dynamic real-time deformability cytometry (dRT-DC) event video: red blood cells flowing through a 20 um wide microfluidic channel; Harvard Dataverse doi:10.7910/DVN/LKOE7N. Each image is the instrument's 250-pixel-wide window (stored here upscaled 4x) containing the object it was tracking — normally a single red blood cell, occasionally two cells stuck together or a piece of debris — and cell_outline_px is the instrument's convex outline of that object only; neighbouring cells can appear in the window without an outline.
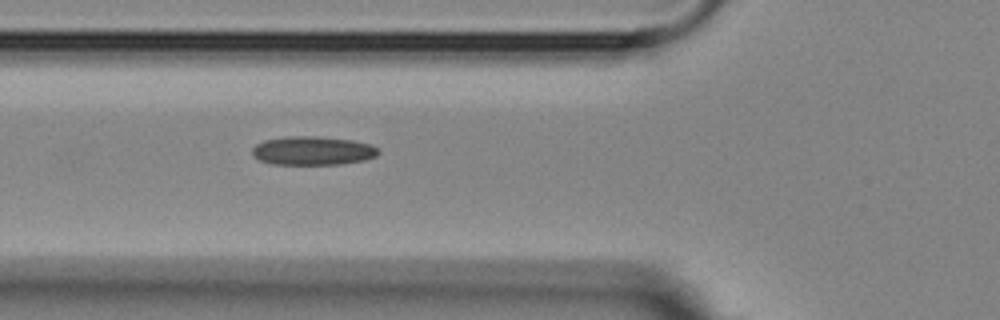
{"species": "Egyptian fruit bat (a non-hibernating species)", "species_latin": "Rousettus aegyptiacus", "temperature_condition": "room temperature", "stored_images_in_passage": 2, "camera_frame_rate_fps": 3000, "um_per_image_px": 0.085, "animal": {"sex": "female"}, "frame": {"image": 1, "passage_image": 2, "time_ms": 1.667, "image_size_px": [1000, 320], "cell_outline_px": [[380, 152], [376, 156], [364, 160], [340, 164], [272, 164], [260, 160], [252, 156], [252, 148], [256, 144], [264, 140], [284, 136], [316, 136], [352, 140], [372, 144]], "centroid_in_image_um": [26.56, 12.8], "position_along_channel_um": 99.2, "area_um2": 21.21}}